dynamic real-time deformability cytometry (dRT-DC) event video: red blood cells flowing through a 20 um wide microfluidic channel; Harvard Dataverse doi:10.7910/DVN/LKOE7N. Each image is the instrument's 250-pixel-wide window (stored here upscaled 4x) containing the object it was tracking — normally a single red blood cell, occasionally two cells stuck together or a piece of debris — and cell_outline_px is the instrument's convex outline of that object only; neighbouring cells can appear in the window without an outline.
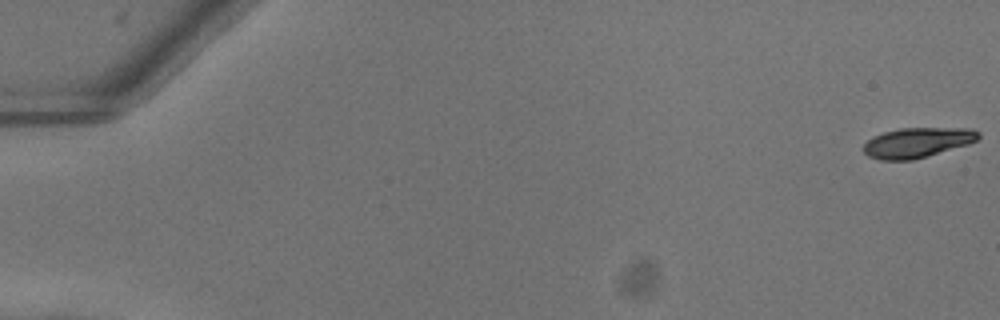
{"species": "common noctule bat (a hibernating species)", "species_latin": "Nyctalus noctula", "temperature_condition": "warm", "stored_images_in_passage": 53, "camera_frame_rate_fps": 3000, "um_per_image_px": 0.085, "animal": {"sex": "female"}, "frame": {"image": 1, "passage_image": 1, "time_ms": 0.0, "image_size_px": [1000, 320], "cell_outline_px": [[980, 136], [976, 140], [968, 144], [912, 160], [880, 160], [868, 156], [864, 152], [864, 144], [872, 136], [884, 132], [900, 128], [972, 128], [980, 132]], "centroid_in_image_um": [77.96, 12.11], "position_along_channel_um": 7.0, "area_um2": 20.0}}
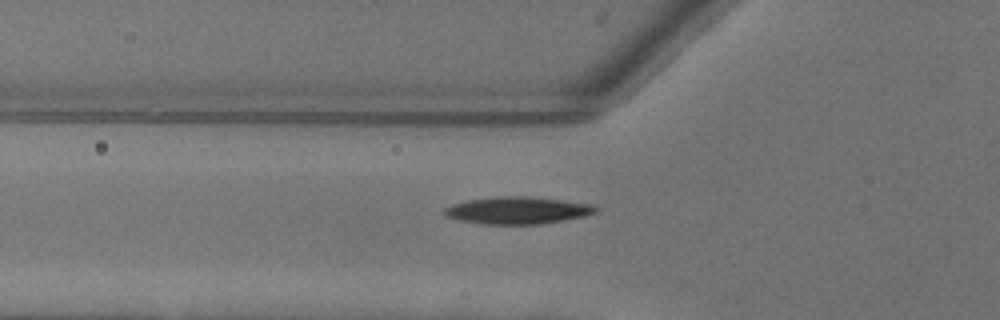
{"frame": {"image": 2, "passage_image": 20, "time_ms": 6.333, "image_size_px": [1000, 320], "cell_outline_px": [[600, 208], [596, 212], [584, 216], [536, 224], [484, 224], [460, 220], [448, 216], [440, 212], [444, 208], [452, 204], [468, 200], [496, 196], [532, 196], [596, 204]], "centroid_in_image_um": [44.01, 17.86], "position_along_channel_um": 81.8, "area_um2": 24.04}}
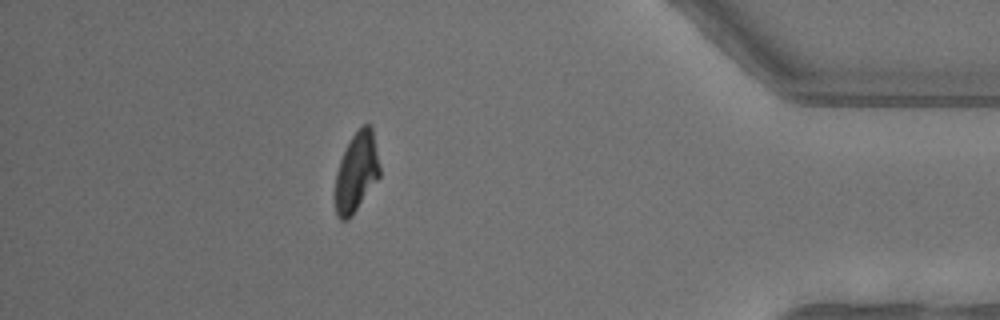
{"frame": {"image": 3, "passage_image": 47, "time_ms": 15.333, "image_size_px": [1000, 320], "cell_outline_px": [[380, 176], [352, 216], [348, 220], [340, 220], [336, 216], [336, 172], [340, 160], [352, 136], [364, 124], [368, 124], [372, 128], [380, 168]], "centroid_in_image_um": [30.3, 14.66], "position_along_channel_um": 404.9, "area_um2": 20.29}, "authors_computed_cell_mechanics": {"area_um2": 21.9062, "velocity_mm_per_s": 4.0447, "shape_relaxation_time_tau1_ms": 4.4912, "shape_relaxation_time_tau2_ms": null, "deformation_change_tau1": 0.1768, "deformation_change_tau2": null}}